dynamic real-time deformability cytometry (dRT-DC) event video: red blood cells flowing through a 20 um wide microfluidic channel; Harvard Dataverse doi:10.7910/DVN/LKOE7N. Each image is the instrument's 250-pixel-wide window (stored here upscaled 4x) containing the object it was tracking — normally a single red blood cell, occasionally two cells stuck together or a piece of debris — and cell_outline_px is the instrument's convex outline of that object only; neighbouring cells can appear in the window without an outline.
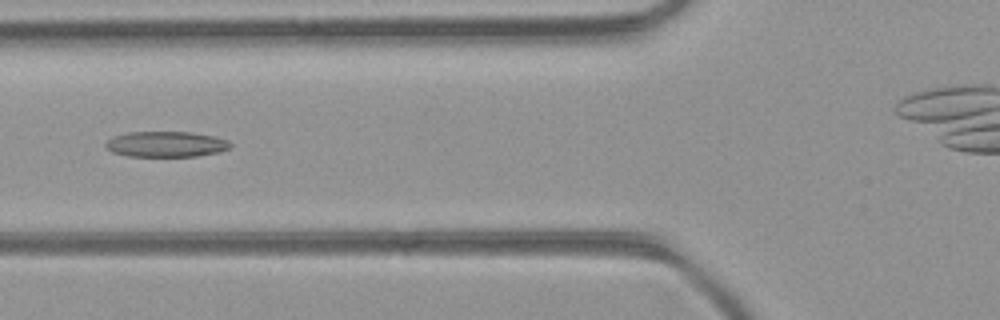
{"species": "common noctule bat (a hibernating species)", "species_latin": "Nyctalus noctula", "temperature_condition": "room temperature", "stored_images_in_passage": 5, "camera_frame_rate_fps": 3000, "um_per_image_px": 0.085, "animal": {"sex": "female", "body_mass_g": 21.9}, "frame": {"image": 1, "passage_image": 5, "time_ms": 1.333, "image_size_px": [1000, 320], "cell_outline_px": [[232, 144], [228, 148], [220, 152], [196, 156], [128, 156], [112, 152], [104, 144], [108, 140], [116, 136], [128, 132], [192, 132], [212, 136], [228, 140]], "centroid_in_image_um": [14.13, 12.26], "position_along_channel_um": 111.7, "area_um2": 18.44}}